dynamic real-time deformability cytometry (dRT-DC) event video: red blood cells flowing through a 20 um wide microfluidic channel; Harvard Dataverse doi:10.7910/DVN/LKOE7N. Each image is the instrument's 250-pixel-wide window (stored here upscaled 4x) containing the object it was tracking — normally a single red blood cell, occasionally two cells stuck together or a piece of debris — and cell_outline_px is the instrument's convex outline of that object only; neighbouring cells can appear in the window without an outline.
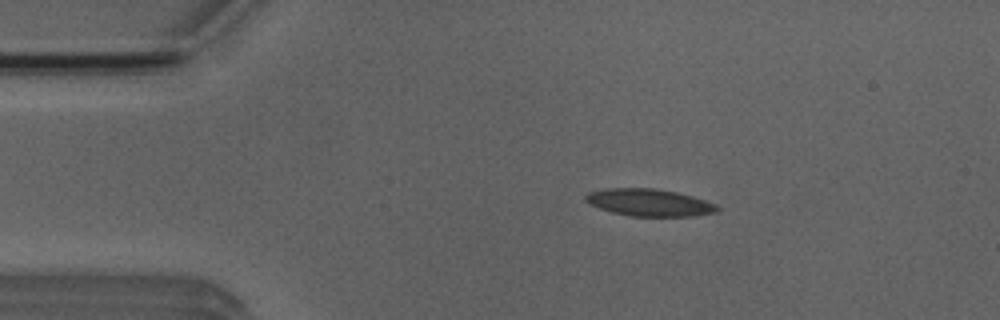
{"species": "Egyptian fruit bat (a non-hibernating species)", "species_latin": "Rousettus aegyptiacus", "temperature_condition": "room temperature", "stored_images_in_passage": 4, "camera_frame_rate_fps": 3000, "um_per_image_px": 0.085, "animal": {"sex": "male"}, "frame": {"image": 1, "passage_image": 2, "time_ms": 1.0, "image_size_px": [1000, 320], "cell_outline_px": [[720, 208], [716, 212], [692, 216], [632, 216], [612, 212], [588, 204], [584, 200], [584, 196], [588, 192], [604, 188], [652, 188], [676, 192], [692, 196], [716, 204]], "centroid_in_image_um": [55.14, 17.21], "position_along_channel_um": 29.9, "area_um2": 20.87}}
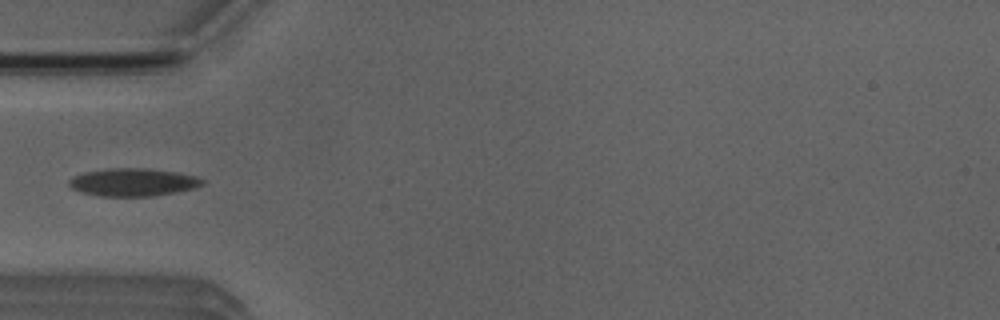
{"frame": {"image": 2, "passage_image": 4, "time_ms": 3.333, "image_size_px": [1000, 320], "cell_outline_px": [[204, 184], [192, 188], [176, 192], [156, 196], [100, 196], [80, 192], [72, 188], [68, 184], [68, 180], [72, 176], [84, 172], [108, 168], [148, 168], [176, 172], [196, 176], [204, 180]], "centroid_in_image_um": [11.28, 15.48], "position_along_channel_um": 73.7, "area_um2": 21.73}}